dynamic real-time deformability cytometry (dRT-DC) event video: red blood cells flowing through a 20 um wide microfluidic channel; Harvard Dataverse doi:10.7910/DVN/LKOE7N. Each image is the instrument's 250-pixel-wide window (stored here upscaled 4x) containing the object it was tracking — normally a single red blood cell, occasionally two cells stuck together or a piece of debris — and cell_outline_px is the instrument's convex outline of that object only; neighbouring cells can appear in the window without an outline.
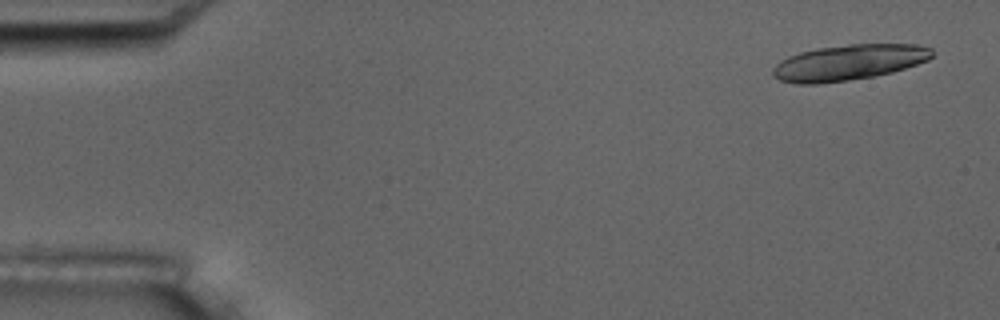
{"species": "common noctule bat (a hibernating species)", "species_latin": "Nyctalus noctula", "temperature_condition": "room temperature", "stored_images_in_passage": 6, "camera_frame_rate_fps": 3000, "um_per_image_px": 0.085, "animal": {"sex": "male", "body_mass_g": 17.5, "forearm_length_mm": 52.3}, "frame": {"image": 1, "passage_image": 1, "time_ms": 0.0, "image_size_px": [1000, 320], "cell_outline_px": [[932, 56], [928, 60], [892, 72], [872, 76], [848, 80], [816, 84], [800, 84], [780, 80], [772, 76], [772, 68], [780, 60], [788, 56], [800, 52], [816, 48], [848, 44], [916, 44], [932, 48]], "centroid_in_image_um": [72.11, 5.3], "position_along_channel_um": 12.9, "area_um2": 33.0}}